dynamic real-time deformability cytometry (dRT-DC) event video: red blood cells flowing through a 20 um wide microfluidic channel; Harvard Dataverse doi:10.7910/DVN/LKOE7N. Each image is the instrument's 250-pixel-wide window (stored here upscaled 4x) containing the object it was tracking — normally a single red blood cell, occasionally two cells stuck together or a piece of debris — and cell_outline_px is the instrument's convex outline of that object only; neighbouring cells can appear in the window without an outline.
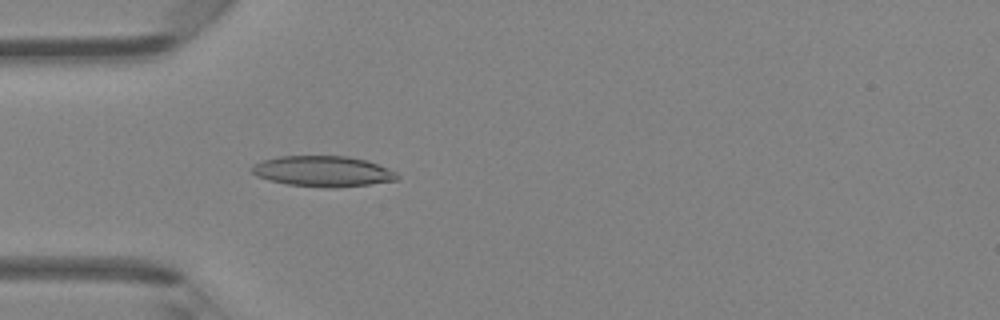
{"species": "Egyptian fruit bat (a non-hibernating species)", "species_latin": "Rousettus aegyptiacus", "temperature_condition": "room temperature", "stored_images_in_passage": 45, "camera_frame_rate_fps": 3000, "um_per_image_px": 0.085, "animal": {"sex": "female"}, "frame": {"image": 1, "passage_image": 12, "time_ms": 3.667, "image_size_px": [1000, 320], "cell_outline_px": [[400, 176], [396, 180], [368, 184], [336, 188], [328, 188], [288, 184], [268, 180], [256, 176], [252, 172], [252, 164], [264, 160], [280, 156], [348, 156], [364, 160], [388, 168], [396, 172]], "centroid_in_image_um": [27.43, 14.56], "position_along_channel_um": 57.6, "area_um2": 25.84}}
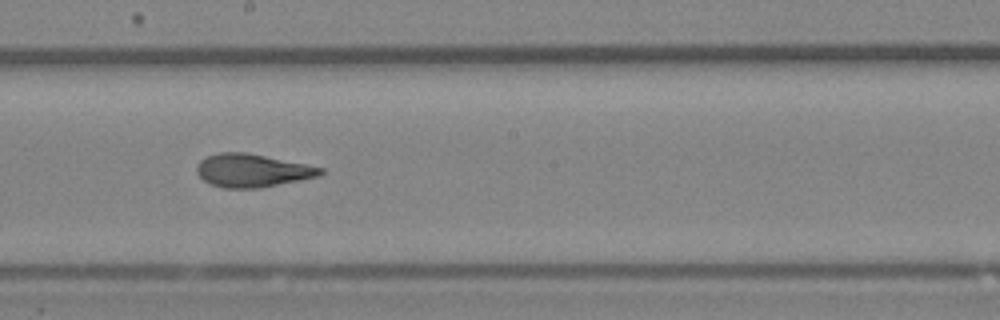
{"frame": {"image": 2, "passage_image": 24, "time_ms": 7.667, "image_size_px": [1000, 320], "cell_outline_px": [[324, 172], [320, 176], [260, 188], [224, 188], [212, 184], [204, 180], [196, 172], [196, 164], [200, 160], [208, 156], [220, 152], [244, 152], [324, 168]], "centroid_in_image_um": [21.42, 14.5], "position_along_channel_um": 226.8, "area_um2": 23.64}}
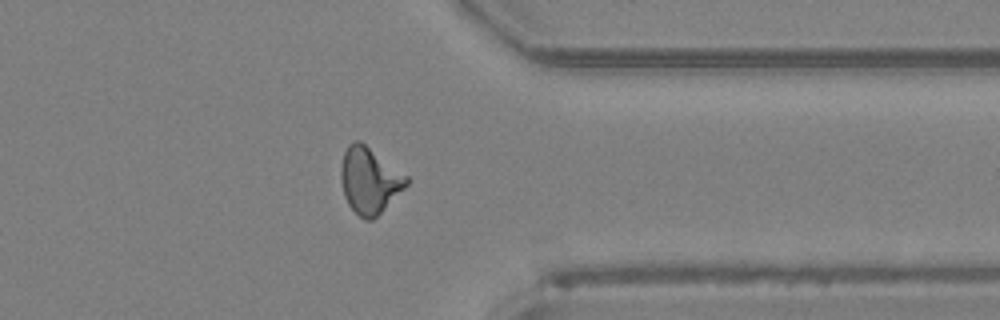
{"frame": {"image": 3, "passage_image": 35, "time_ms": 11.333, "image_size_px": [1000, 320], "cell_outline_px": [[408, 184], [372, 220], [364, 220], [348, 204], [344, 196], [340, 180], [340, 168], [344, 152], [348, 144], [356, 140], [360, 140], [408, 176]], "centroid_in_image_um": [31.37, 15.31], "position_along_channel_um": 380.0, "area_um2": 25.03}, "authors_computed_cell_mechanics": {"area_um2": 24.1604, "velocity_mm_per_s": 4.361, "shape_relaxation_time_tau1_ms": 4.2871, "shape_relaxation_time_tau2_ms": 1.1682, "deformation_change_tau1": 0.1687, "deformation_change_tau2": 0.0913}}